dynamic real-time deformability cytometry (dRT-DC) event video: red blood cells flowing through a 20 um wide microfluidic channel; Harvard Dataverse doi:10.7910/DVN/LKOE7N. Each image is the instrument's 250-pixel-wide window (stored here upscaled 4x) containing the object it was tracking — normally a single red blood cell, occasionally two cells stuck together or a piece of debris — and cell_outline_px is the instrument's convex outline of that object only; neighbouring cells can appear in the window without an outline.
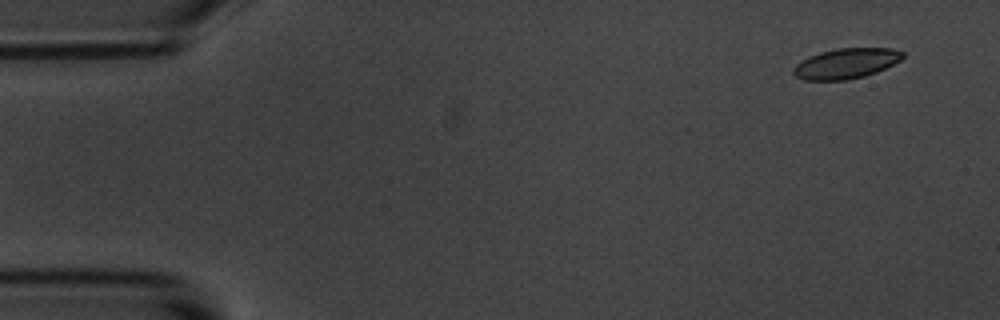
{"species": "common noctule bat (a hibernating species)", "species_latin": "Nyctalus noctula", "temperature_condition": "room temperature", "stored_images_in_passage": 4, "camera_frame_rate_fps": 3000, "um_per_image_px": 0.085, "animal": {"sex": "male", "body_mass_g": 20.1, "forearm_length_mm": 53.5}, "frame": {"image": 1, "passage_image": 1, "time_ms": 0.0, "image_size_px": [1000, 320], "cell_outline_px": [[904, 56], [900, 60], [876, 72], [864, 76], [848, 80], [804, 80], [796, 76], [792, 72], [792, 68], [800, 60], [808, 56], [820, 52], [836, 48], [892, 48], [904, 52]], "centroid_in_image_um": [71.88, 5.39], "position_along_channel_um": 13.1, "area_um2": 19.36}}
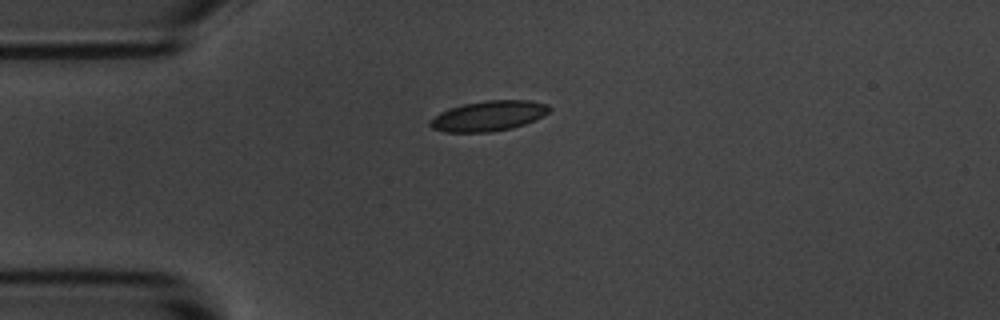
{"frame": {"image": 2, "passage_image": 4, "time_ms": 3.333, "image_size_px": [1000, 320], "cell_outline_px": [[552, 108], [544, 116], [524, 124], [512, 128], [492, 132], [444, 132], [432, 128], [428, 124], [428, 120], [440, 112], [464, 104], [484, 100], [528, 100], [548, 104]], "centroid_in_image_um": [41.53, 9.85], "position_along_channel_um": 43.5, "area_um2": 21.1}}